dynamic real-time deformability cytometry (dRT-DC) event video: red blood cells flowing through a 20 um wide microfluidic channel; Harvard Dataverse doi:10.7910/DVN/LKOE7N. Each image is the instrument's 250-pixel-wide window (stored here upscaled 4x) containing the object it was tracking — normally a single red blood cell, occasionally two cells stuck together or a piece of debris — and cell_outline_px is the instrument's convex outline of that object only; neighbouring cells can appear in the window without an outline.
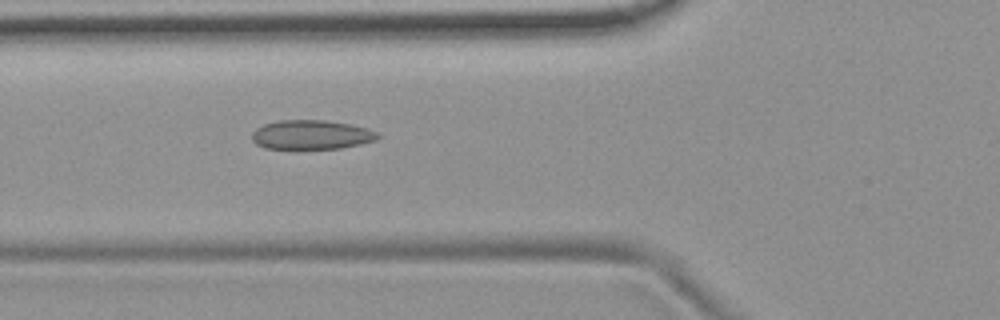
{"species": "common noctule bat (a hibernating species)", "species_latin": "Nyctalus noctula", "temperature_condition": "room temperature", "stored_images_in_passage": 42, "camera_frame_rate_fps": 3000, "um_per_image_px": 0.085, "animal": {"sex": "female", "body_mass_g": 19.9}, "frame": {"image": 1, "passage_image": 11, "time_ms": 3.333, "image_size_px": [1000, 320], "cell_outline_px": [[380, 136], [376, 140], [360, 144], [340, 148], [296, 152], [264, 148], [256, 144], [252, 140], [252, 132], [256, 128], [264, 124], [280, 120], [324, 120], [352, 124], [368, 128], [376, 132]], "centroid_in_image_um": [26.42, 11.5], "position_along_channel_um": 99.4, "area_um2": 22.48}}
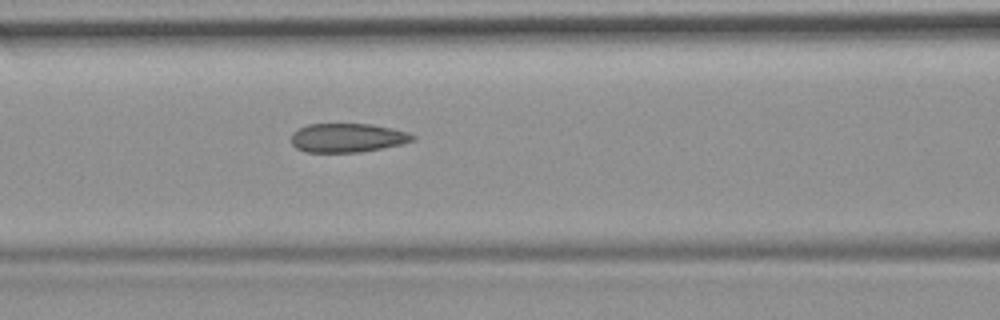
{"frame": {"image": 2, "passage_image": 14, "time_ms": 4.333, "image_size_px": [1000, 320], "cell_outline_px": [[416, 140], [400, 144], [360, 152], [304, 152], [296, 148], [292, 144], [292, 132], [308, 124], [372, 124], [392, 128], [408, 132], [416, 136]], "centroid_in_image_um": [29.54, 11.71], "position_along_channel_um": 137.1, "area_um2": 20.46}}
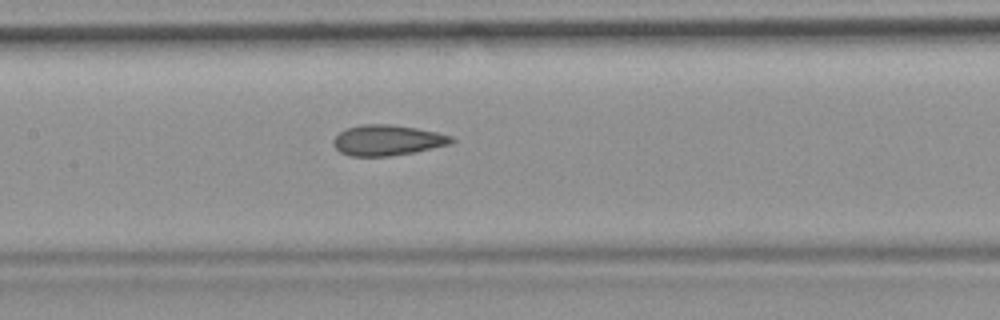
{"frame": {"image": 3, "passage_image": 17, "time_ms": 5.333, "image_size_px": [1000, 320], "cell_outline_px": [[456, 140], [452, 144], [416, 152], [388, 156], [352, 156], [340, 152], [332, 144], [332, 140], [340, 132], [348, 128], [364, 124], [388, 124], [416, 128], [436, 132], [452, 136]], "centroid_in_image_um": [32.96, 11.93], "position_along_channel_um": 174.4, "area_um2": 21.04}, "authors_computed_cell_mechanics": {"area_um2": 20.8369, "velocity_mm_per_s": 3.7419, "shape_relaxation_time_tau1_ms": null, "shape_relaxation_time_tau2_ms": 2.533, "deformation_change_tau1": null, "deformation_change_tau2": 0.1174}}